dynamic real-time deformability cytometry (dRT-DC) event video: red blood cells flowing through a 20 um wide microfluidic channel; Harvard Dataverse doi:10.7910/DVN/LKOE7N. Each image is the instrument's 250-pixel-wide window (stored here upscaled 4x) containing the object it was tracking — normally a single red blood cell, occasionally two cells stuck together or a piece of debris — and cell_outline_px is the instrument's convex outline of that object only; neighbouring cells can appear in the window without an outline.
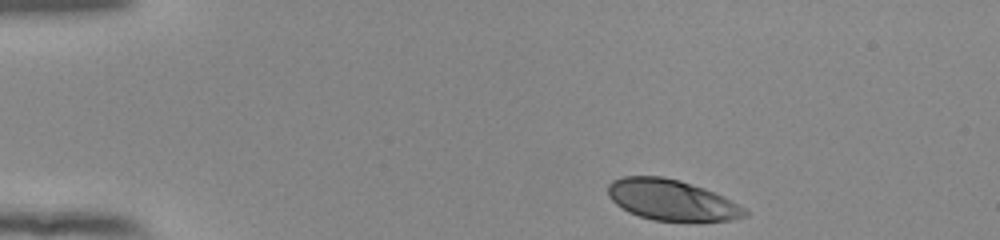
{"species": "human", "species_latin": "Homo sapiens", "temperature_condition": "room temperature", "stored_images_in_passage": 39, "camera_frame_rate_fps": 3000, "um_per_image_px": 0.085, "donor": {"sex": "female"}, "frame": {"image": 1, "passage_image": 1, "time_ms": 0.0, "image_size_px": [1000, 240], "cell_outline_px": [[748, 216], [732, 220], [652, 220], [628, 212], [616, 204], [608, 196], [608, 184], [612, 180], [624, 176], [664, 176], [680, 180], [704, 188], [724, 196], [744, 208], [748, 212]], "centroid_in_image_um": [57.07, 16.98], "position_along_channel_um": 27.9, "area_um2": 32.37}}
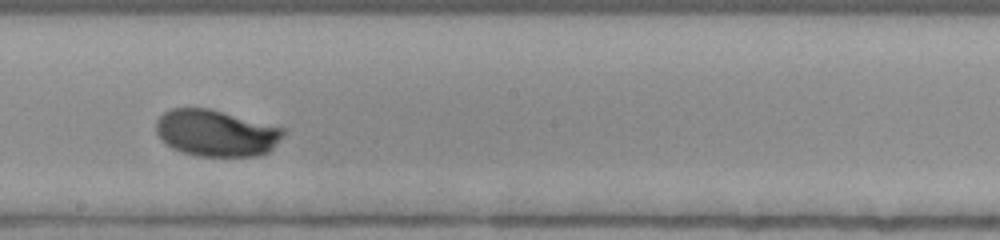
{"frame": {"image": 2, "passage_image": 23, "time_ms": 7.333, "image_size_px": [1000, 240], "cell_outline_px": [[288, 132], [268, 152], [256, 156], [196, 156], [180, 152], [172, 148], [160, 140], [156, 132], [156, 120], [164, 112], [172, 108], [208, 108], [284, 128]], "centroid_in_image_um": [18.35, 11.32], "position_along_channel_um": 229.8, "area_um2": 34.68}}
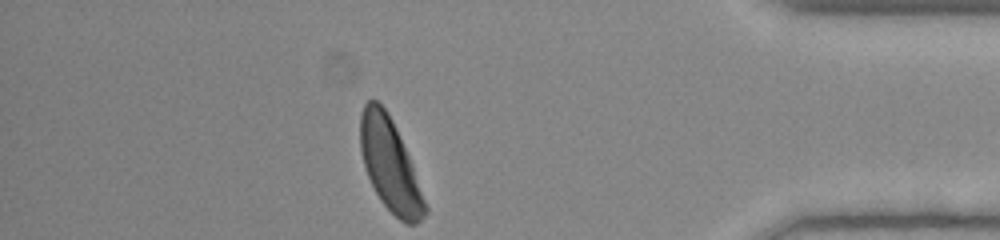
{"frame": {"image": 3, "passage_image": 39, "time_ms": 12.667, "image_size_px": [1000, 240], "cell_outline_px": [[428, 212], [416, 224], [408, 224], [400, 220], [380, 200], [368, 176], [364, 164], [360, 148], [360, 116], [364, 104], [368, 100], [376, 100], [388, 112], [396, 128], [412, 164], [428, 208]], "centroid_in_image_um": [33.15, 14.02], "position_along_channel_um": 402.1, "area_um2": 34.33}, "authors_computed_cell_mechanics": {"area_um2": 34.6222, "velocity_mm_per_s": 3.8555, "shape_relaxation_time_tau1_ms": 2.7971, "shape_relaxation_time_tau2_ms": null, "deformation_change_tau1": 0.1758, "deformation_change_tau2": null}}